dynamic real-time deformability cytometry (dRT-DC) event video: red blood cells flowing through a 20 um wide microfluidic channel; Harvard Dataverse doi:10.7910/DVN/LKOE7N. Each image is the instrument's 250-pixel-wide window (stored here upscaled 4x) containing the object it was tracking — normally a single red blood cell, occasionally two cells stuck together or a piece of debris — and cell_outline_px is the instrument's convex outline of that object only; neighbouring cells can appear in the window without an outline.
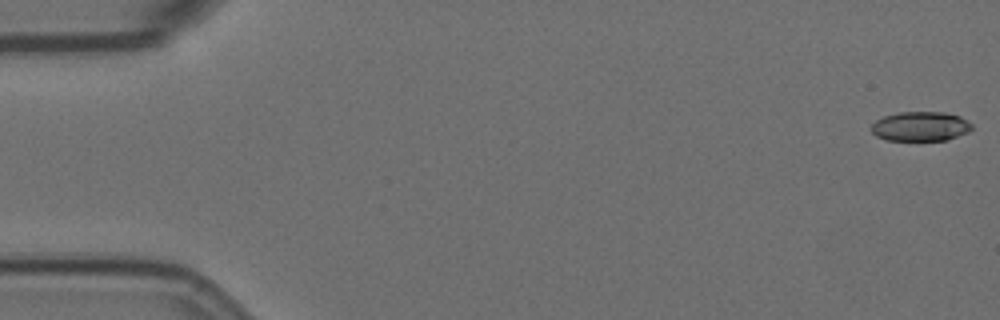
{"species": "Egyptian fruit bat (a non-hibernating species)", "species_latin": "Rousettus aegyptiacus", "temperature_condition": "room temperature", "stored_images_in_passage": 59, "camera_frame_rate_fps": 3000, "um_per_image_px": 0.085, "animal": {"sex": "female"}, "frame": {"image": 1, "passage_image": 1, "time_ms": 0.0, "image_size_px": [1000, 320], "cell_outline_px": [[972, 128], [968, 132], [948, 140], [888, 140], [876, 136], [872, 132], [872, 124], [876, 120], [884, 116], [900, 112], [944, 112], [960, 116], [968, 120], [972, 124]], "centroid_in_image_um": [78.27, 10.74], "position_along_channel_um": 6.7, "area_um2": 17.28}}
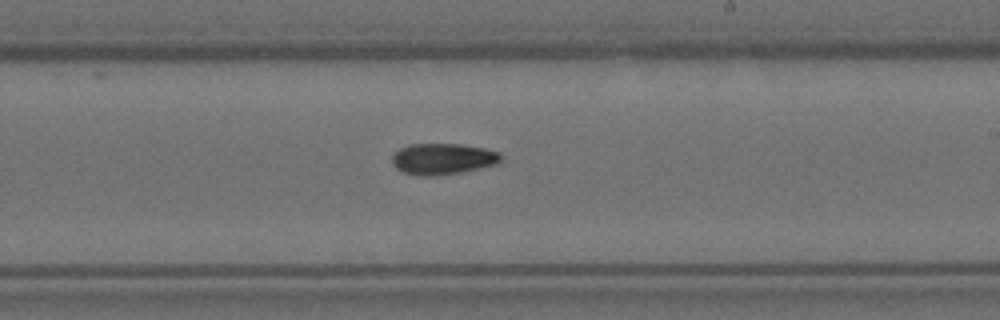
{"frame": {"image": 2, "passage_image": 34, "time_ms": 11.0, "image_size_px": [1000, 320], "cell_outline_px": [[500, 160], [496, 164], [460, 172], [432, 176], [424, 176], [404, 172], [396, 168], [392, 164], [392, 156], [400, 148], [408, 144], [460, 144], [484, 148], [500, 152]], "centroid_in_image_um": [37.61, 13.49], "position_along_channel_um": 251.4, "area_um2": 19.54}}
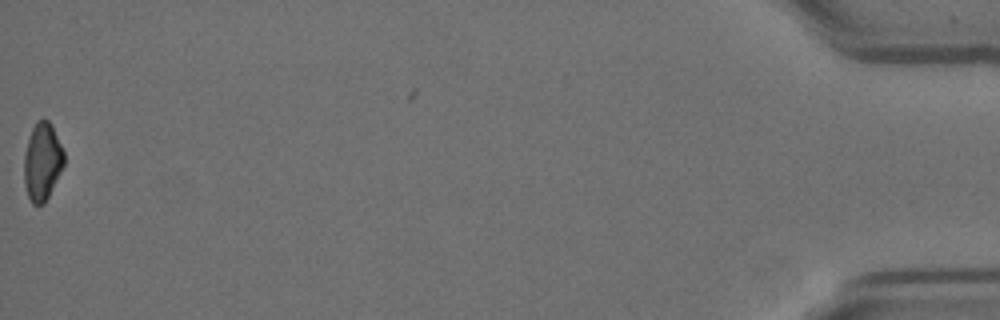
{"frame": {"image": 3, "passage_image": 58, "time_ms": 19.0, "image_size_px": [1000, 320], "cell_outline_px": [[64, 164], [44, 204], [32, 204], [28, 196], [24, 184], [24, 152], [32, 128], [36, 120], [44, 116], [52, 124], [64, 152]], "centroid_in_image_um": [3.58, 13.69], "position_along_channel_um": 431.6, "area_um2": 18.15}, "authors_computed_cell_mechanics": {"area_um2": 18.7272, "velocity_mm_per_s": 3.532, "shape_relaxation_time_tau1_ms": 9.7827, "shape_relaxation_time_tau2_ms": null, "deformation_change_tau1": 0.2122, "deformation_change_tau2": null}}